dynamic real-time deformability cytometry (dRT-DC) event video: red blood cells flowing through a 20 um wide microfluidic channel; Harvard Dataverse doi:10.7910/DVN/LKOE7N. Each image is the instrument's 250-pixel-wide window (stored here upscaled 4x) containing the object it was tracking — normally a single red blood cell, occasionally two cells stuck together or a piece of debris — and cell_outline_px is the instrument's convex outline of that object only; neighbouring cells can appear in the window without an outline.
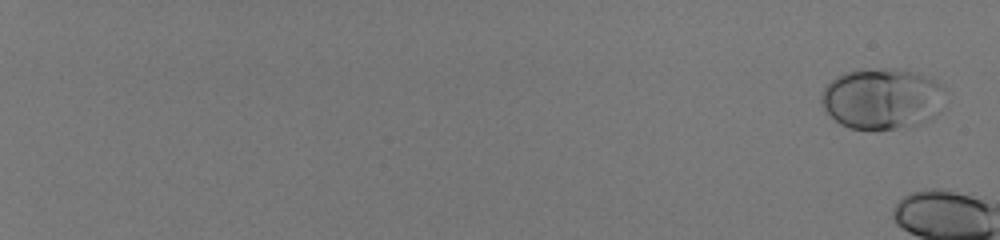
{"species": "human", "species_latin": "Homo sapiens", "temperature_condition": "room temperature", "stored_images_in_passage": 10, "camera_frame_rate_fps": 3000, "um_per_image_px": 0.085, "donor": {"sex": "male"}, "frame": {"image": 1, "passage_image": 1, "time_ms": 0.0, "image_size_px": [1000, 240], "cell_outline_px": [[940, 88], [932, 120], [920, 124], [876, 132], [872, 132], [852, 128], [840, 124], [824, 112], [820, 100], [820, 96], [824, 88], [836, 76], [844, 72], [856, 68], [896, 68], [916, 72], [936, 80], [940, 84]], "centroid_in_image_um": [74.83, 8.39], "position_along_channel_um": 10.2, "area_um2": 44.27}}